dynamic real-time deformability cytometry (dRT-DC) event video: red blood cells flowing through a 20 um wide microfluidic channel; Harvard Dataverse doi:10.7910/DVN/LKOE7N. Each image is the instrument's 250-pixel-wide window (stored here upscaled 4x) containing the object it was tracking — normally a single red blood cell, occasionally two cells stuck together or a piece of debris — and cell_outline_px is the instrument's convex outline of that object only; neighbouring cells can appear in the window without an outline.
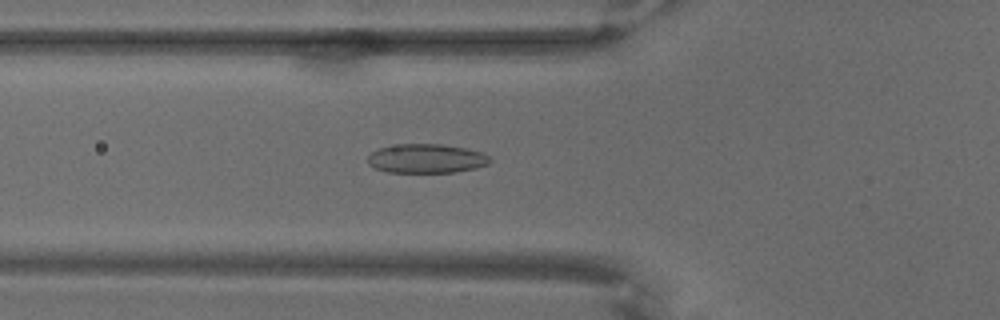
{"species": "common noctule bat (a hibernating species)", "species_latin": "Nyctalus noctula", "temperature_condition": "warm", "stored_images_in_passage": 70, "camera_frame_rate_fps": 3000, "um_per_image_px": 0.085, "animal": {"sex": "male", "body_mass_g": 18.8}, "frame": {"image": 1, "passage_image": 26, "time_ms": 8.333, "image_size_px": [1000, 320], "cell_outline_px": [[492, 160], [488, 164], [476, 168], [452, 172], [388, 172], [376, 168], [368, 164], [368, 156], [372, 152], [380, 148], [400, 144], [444, 144], [468, 148], [484, 152]], "centroid_in_image_um": [36.29, 13.47], "position_along_channel_um": 89.5, "area_um2": 20.75}}
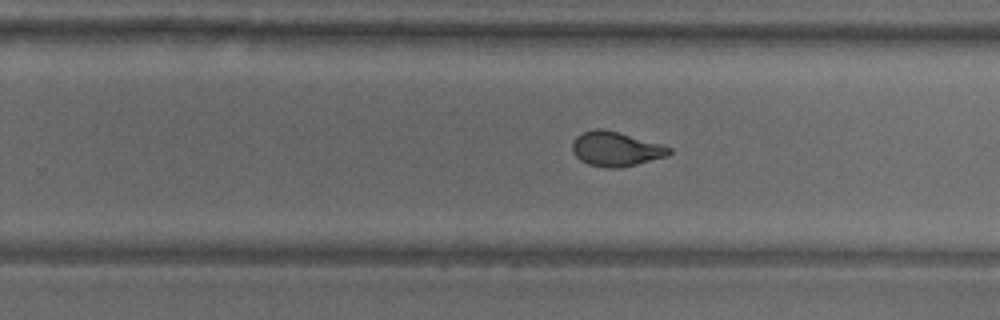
{"frame": {"image": 2, "passage_image": 45, "time_ms": 14.667, "image_size_px": [1000, 320], "cell_outline_px": [[672, 152], [664, 156], [636, 164], [620, 168], [608, 168], [588, 164], [580, 160], [572, 152], [572, 140], [576, 136], [584, 132], [596, 128], [604, 128], [660, 144], [672, 148]], "centroid_in_image_um": [52.29, 12.65], "position_along_channel_um": 277.5, "area_um2": 19.31}}
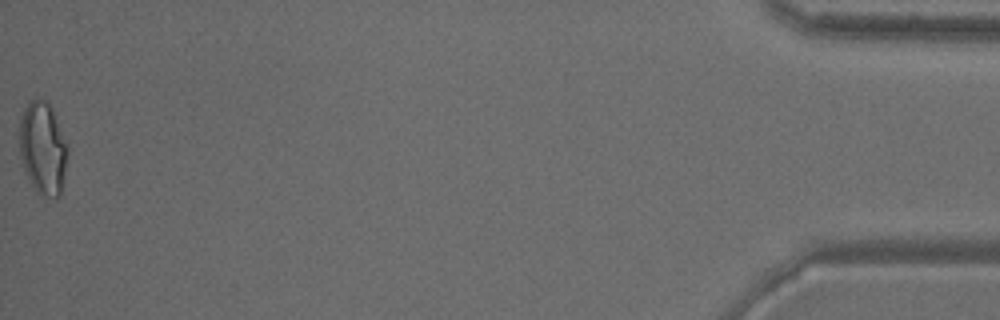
{"frame": {"image": 3, "passage_image": 70, "time_ms": 23.0, "image_size_px": [1000, 320], "cell_outline_px": [[68, 152], [60, 196], [56, 200], [44, 196], [36, 192], [24, 172], [20, 156], [20, 116], [28, 100], [48, 100], [56, 116], [68, 148]], "centroid_in_image_um": [3.64, 12.61], "position_along_channel_um": 431.6, "area_um2": 26.3}}